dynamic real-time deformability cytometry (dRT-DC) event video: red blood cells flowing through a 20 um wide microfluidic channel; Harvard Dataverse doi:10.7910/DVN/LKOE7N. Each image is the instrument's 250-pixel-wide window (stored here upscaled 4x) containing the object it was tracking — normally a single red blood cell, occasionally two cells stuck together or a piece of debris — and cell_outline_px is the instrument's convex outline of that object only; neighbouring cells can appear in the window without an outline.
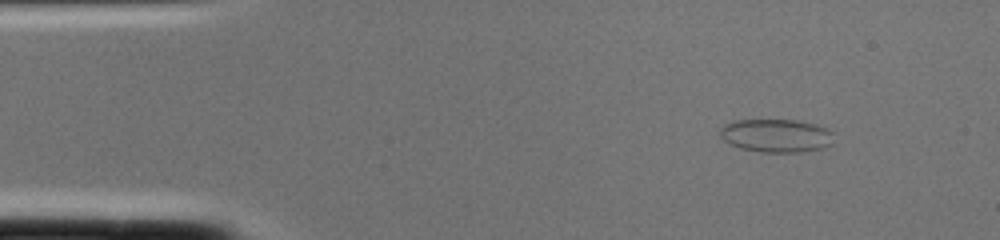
{"species": "common noctule bat (a hibernating species)", "species_latin": "Nyctalus noctula", "temperature_condition": "cold", "stored_images_in_passage": 1, "camera_frame_rate_fps": 3000, "um_per_image_px": 0.085, "animal": {"sex": "female", "body_mass_g": 22.0, "forearm_length_mm": 56.7}, "frame": {"image": 1, "passage_image": 1, "time_ms": 0.0, "image_size_px": [1000, 240], "cell_outline_px": [[836, 132], [832, 144], [820, 148], [800, 152], [760, 152], [740, 148], [724, 140], [720, 136], [720, 128], [724, 124], [732, 120], [796, 120], [828, 128]], "centroid_in_image_um": [66.0, 11.52], "position_along_channel_um": 19.0, "area_um2": 22.2}}